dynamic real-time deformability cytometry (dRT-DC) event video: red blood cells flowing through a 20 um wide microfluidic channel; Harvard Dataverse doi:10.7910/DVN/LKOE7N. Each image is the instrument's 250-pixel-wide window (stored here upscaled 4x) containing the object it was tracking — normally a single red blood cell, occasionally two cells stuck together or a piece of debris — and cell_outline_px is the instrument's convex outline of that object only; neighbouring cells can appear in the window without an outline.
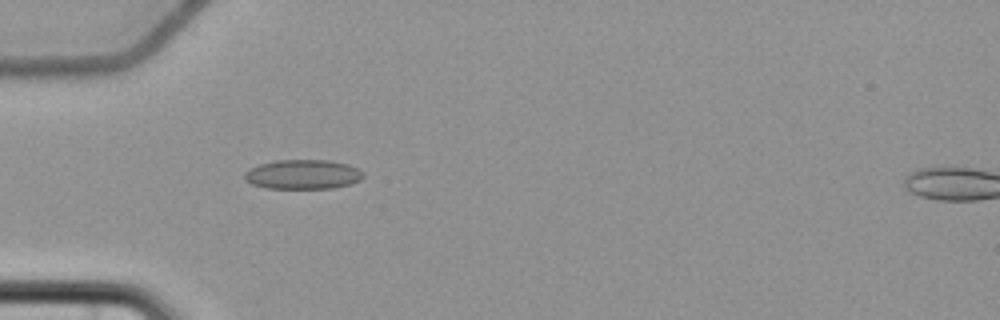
{"species": "common noctule bat (a hibernating species)", "species_latin": "Nyctalus noctula", "temperature_condition": "cold", "stored_images_in_passage": 7, "camera_frame_rate_fps": 3000, "um_per_image_px": 0.085, "animal": {"sex": "female", "body_mass_g": 22.7, "forearm_length_mm": 54.2}, "frame": {"image": 1, "passage_image": 6, "time_ms": 6.0, "image_size_px": [1000, 320], "cell_outline_px": [[364, 176], [360, 180], [352, 184], [332, 188], [264, 188], [252, 184], [244, 180], [244, 172], [260, 164], [276, 160], [328, 160], [348, 164], [364, 172]], "centroid_in_image_um": [25.75, 14.83], "position_along_channel_um": 59.2, "area_um2": 20.46}}